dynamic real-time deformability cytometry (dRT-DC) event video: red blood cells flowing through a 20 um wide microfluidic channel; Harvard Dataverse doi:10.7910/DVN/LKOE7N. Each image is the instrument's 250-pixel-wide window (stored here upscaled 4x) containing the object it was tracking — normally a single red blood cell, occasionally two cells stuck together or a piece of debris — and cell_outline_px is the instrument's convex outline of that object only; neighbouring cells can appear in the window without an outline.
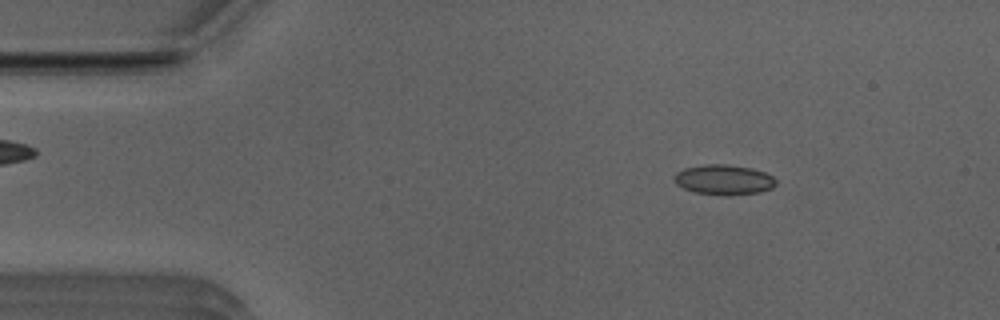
{"species": "Egyptian fruit bat (a non-hibernating species)", "species_latin": "Rousettus aegyptiacus", "temperature_condition": "room temperature", "stored_images_in_passage": 52, "camera_frame_rate_fps": 3000, "um_per_image_px": 0.085, "animal": {"sex": "male"}, "frame": {"image": 1, "passage_image": 8, "time_ms": 2.333, "image_size_px": [1000, 320], "cell_outline_px": [[776, 184], [772, 188], [760, 192], [732, 196], [728, 196], [696, 192], [684, 188], [676, 184], [676, 172], [684, 168], [708, 164], [724, 164], [752, 168], [764, 172], [772, 176], [776, 180]], "centroid_in_image_um": [61.57, 15.28], "position_along_channel_um": 23.4, "area_um2": 17.74}}
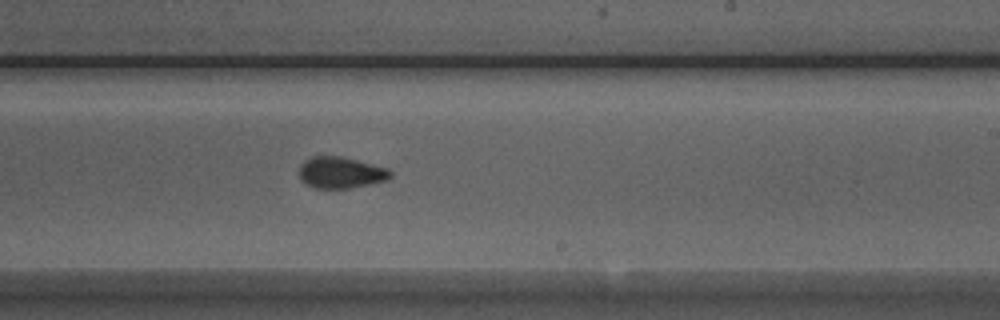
{"frame": {"image": 2, "passage_image": 31, "time_ms": 10.0, "image_size_px": [1000, 320], "cell_outline_px": [[392, 176], [388, 180], [348, 188], [312, 188], [304, 184], [300, 180], [300, 164], [304, 160], [312, 156], [344, 156], [388, 168], [392, 172]], "centroid_in_image_um": [28.95, 14.66], "position_along_channel_um": 260.0, "area_um2": 16.94}}
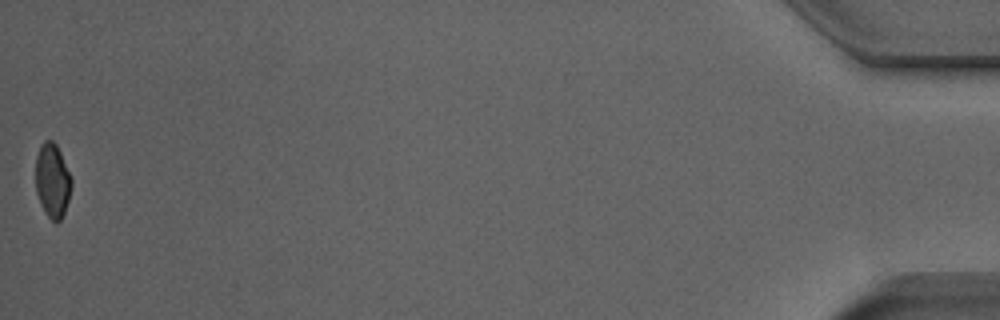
{"frame": {"image": 3, "passage_image": 52, "time_ms": 17.0, "image_size_px": [1000, 320], "cell_outline_px": [[72, 184], [68, 200], [64, 212], [60, 220], [56, 224], [44, 212], [40, 204], [36, 192], [36, 156], [40, 144], [44, 140], [52, 140], [56, 144], [72, 176]], "centroid_in_image_um": [4.45, 15.34], "position_along_channel_um": 430.7, "area_um2": 15.66}, "authors_computed_cell_mechanics": {"area_um2": 16.9354, "velocity_mm_per_s": 3.9539, "shape_relaxation_time_tau1_ms": 10.601, "shape_relaxation_time_tau2_ms": 1.3069, "deformation_change_tau1": 0.1828, "deformation_change_tau2": 0.0618}}